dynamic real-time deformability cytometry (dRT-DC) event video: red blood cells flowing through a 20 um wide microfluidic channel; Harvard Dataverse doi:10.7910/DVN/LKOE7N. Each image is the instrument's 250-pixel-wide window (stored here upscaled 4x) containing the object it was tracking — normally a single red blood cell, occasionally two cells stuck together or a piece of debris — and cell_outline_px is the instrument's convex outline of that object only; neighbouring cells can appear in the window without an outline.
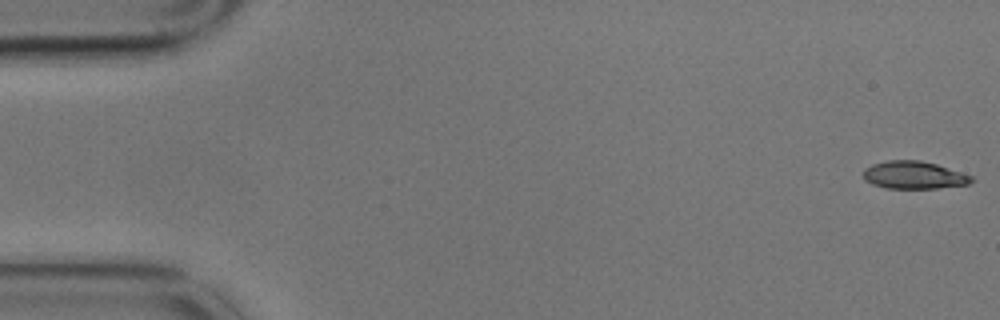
{"species": "common noctule bat (a hibernating species)", "species_latin": "Nyctalus noctula", "temperature_condition": "cold", "stored_images_in_passage": 58, "camera_frame_rate_fps": 3000, "um_per_image_px": 0.085, "animal": {"sex": "male", "body_mass_g": 17.9}, "frame": {"image": 1, "passage_image": 1, "time_ms": 0.0, "image_size_px": [1000, 320], "cell_outline_px": [[976, 180], [968, 184], [936, 188], [888, 188], [872, 184], [864, 180], [864, 168], [872, 164], [888, 160], [920, 160], [936, 164], [972, 176]], "centroid_in_image_um": [77.67, 14.88], "position_along_channel_um": 7.3, "area_um2": 17.34}}
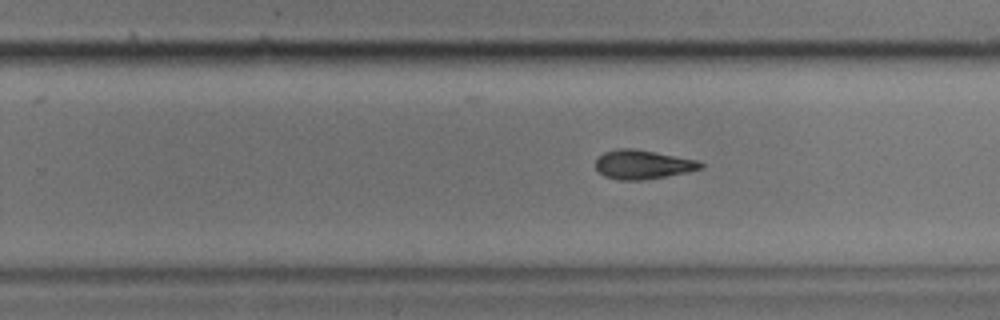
{"frame": {"image": 2, "passage_image": 36, "time_ms": 11.667, "image_size_px": [1000, 320], "cell_outline_px": [[704, 168], [688, 172], [640, 180], [620, 180], [604, 176], [596, 168], [596, 160], [604, 152], [616, 148], [632, 148], [656, 152], [700, 160], [704, 164]], "centroid_in_image_um": [54.67, 13.97], "position_along_channel_um": 275.1, "area_um2": 17.8}}
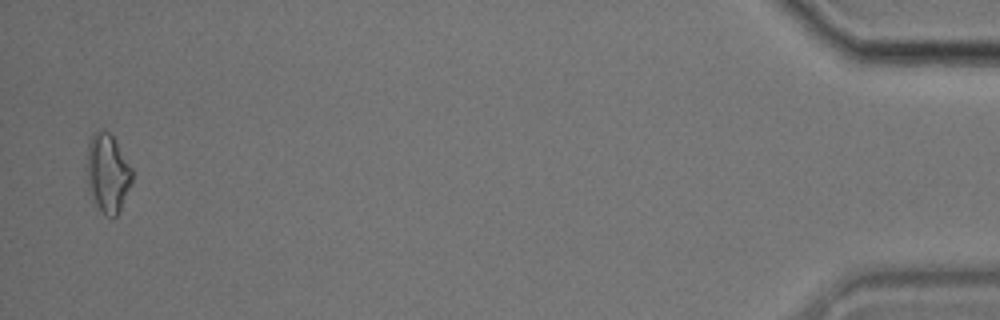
{"frame": {"image": 3, "passage_image": 57, "time_ms": 18.667, "image_size_px": [1000, 320], "cell_outline_px": [[132, 184], [116, 216], [112, 220], [96, 204], [92, 196], [88, 184], [84, 168], [88, 140], [92, 132], [108, 132], [112, 136], [132, 168]], "centroid_in_image_um": [9.11, 14.7], "position_along_channel_um": 426.1, "area_um2": 20.81}, "authors_computed_cell_mechanics": {"area_um2": 18.1492, "velocity_mm_per_s": 3.4096, "shape_relaxation_time_tau1_ms": 3.0708, "shape_relaxation_time_tau2_ms": 7.022, "deformation_change_tau1": 0.1135, "deformation_change_tau2": 0.1423}}